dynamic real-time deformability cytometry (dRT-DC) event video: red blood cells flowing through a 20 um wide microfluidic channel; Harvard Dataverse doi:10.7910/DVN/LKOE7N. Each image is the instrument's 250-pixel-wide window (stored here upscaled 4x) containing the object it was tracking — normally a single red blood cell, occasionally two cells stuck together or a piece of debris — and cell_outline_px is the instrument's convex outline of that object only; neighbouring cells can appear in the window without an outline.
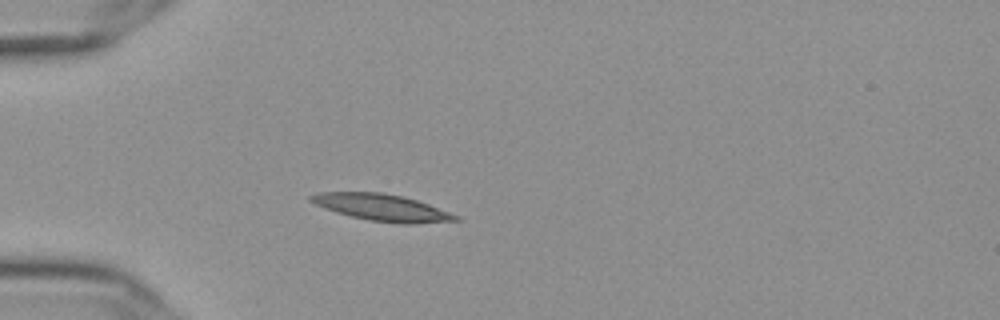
{"species": "Egyptian fruit bat (a non-hibernating species)", "species_latin": "Rousettus aegyptiacus", "temperature_condition": "cold", "stored_images_in_passage": 33, "camera_frame_rate_fps": 3000, "um_per_image_px": 0.085, "frame": {"image": 1, "passage_image": 1, "time_ms": 0.0, "image_size_px": [1000, 320], "cell_outline_px": [[460, 220], [412, 224], [400, 224], [368, 220], [336, 212], [324, 208], [308, 200], [308, 196], [320, 192], [380, 192], [400, 196], [416, 200], [428, 204], [460, 216]], "centroid_in_image_um": [32.46, 17.64], "position_along_channel_um": 52.5, "area_um2": 22.43}}
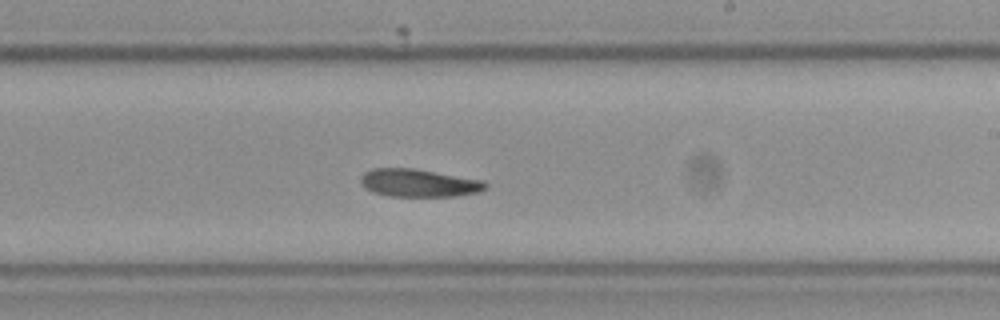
{"frame": {"image": 2, "passage_image": 19, "time_ms": 6.0, "image_size_px": [1000, 320], "cell_outline_px": [[488, 188], [476, 192], [456, 196], [388, 196], [372, 192], [364, 188], [360, 180], [360, 176], [364, 172], [372, 168], [412, 168], [484, 180], [488, 184]], "centroid_in_image_um": [35.57, 15.55], "position_along_channel_um": 253.4, "area_um2": 20.35}}
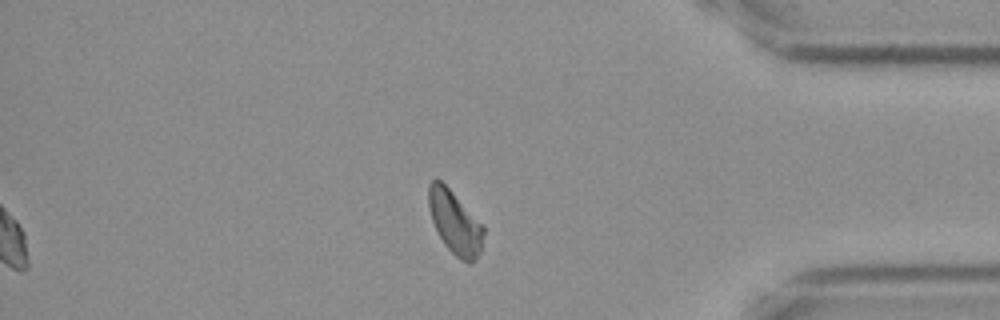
{"frame": {"image": 3, "passage_image": 33, "time_ms": 10.667, "image_size_px": [1000, 320], "cell_outline_px": [[484, 232], [480, 252], [472, 264], [468, 264], [460, 260], [444, 244], [432, 220], [428, 204], [428, 184], [432, 180], [440, 180], [452, 192], [484, 228]], "centroid_in_image_um": [38.65, 18.94], "position_along_channel_um": 396.5, "area_um2": 19.71}, "authors_computed_cell_mechanics": {"area_um2": 20.7502, "velocity_mm_per_s": 3.59, "shape_relaxation_time_tau1_ms": 8.5027, "shape_relaxation_time_tau2_ms": null, "deformation_change_tau1": 0.1698, "deformation_change_tau2": null}}